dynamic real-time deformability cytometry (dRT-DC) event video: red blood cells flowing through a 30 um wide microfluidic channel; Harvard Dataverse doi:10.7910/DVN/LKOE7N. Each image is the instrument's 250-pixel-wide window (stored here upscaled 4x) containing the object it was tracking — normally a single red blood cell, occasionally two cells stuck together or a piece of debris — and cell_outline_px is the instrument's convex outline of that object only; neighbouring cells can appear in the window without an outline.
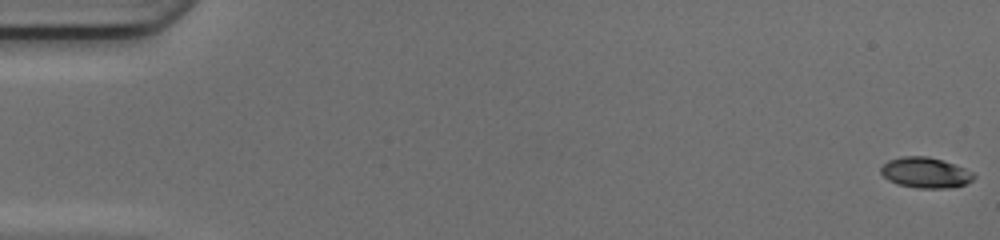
{"species": "common noctule bat (a hibernating species)", "species_latin": "Nyctalus noctula", "temperature_condition": "cold", "stored_images_in_passage": 50, "camera_frame_rate_fps": 3000, "um_per_image_px": 0.085, "animal": {"sex": "female", "body_mass_g": 17.0, "forearm_length_mm": 48.0}, "frame": {"image": 1, "passage_image": 1, "time_ms": 0.0, "image_size_px": [1000, 240], "cell_outline_px": [[976, 176], [972, 180], [964, 184], [948, 188], [916, 188], [896, 184], [888, 180], [880, 172], [880, 168], [888, 160], [900, 156], [928, 156], [964, 168], [972, 172]], "centroid_in_image_um": [78.62, 14.68], "position_along_channel_um": 6.4, "area_um2": 16.47}}
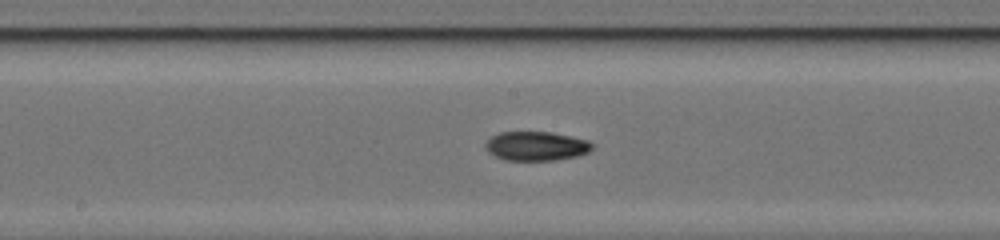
{"frame": {"image": 2, "passage_image": 27, "time_ms": 8.667, "image_size_px": [1000, 240], "cell_outline_px": [[592, 148], [588, 152], [576, 156], [556, 160], [504, 160], [488, 152], [484, 148], [484, 144], [492, 136], [500, 132], [552, 132], [588, 140], [592, 144]], "centroid_in_image_um": [45.55, 12.41], "position_along_channel_um": 202.6, "area_um2": 18.09}}
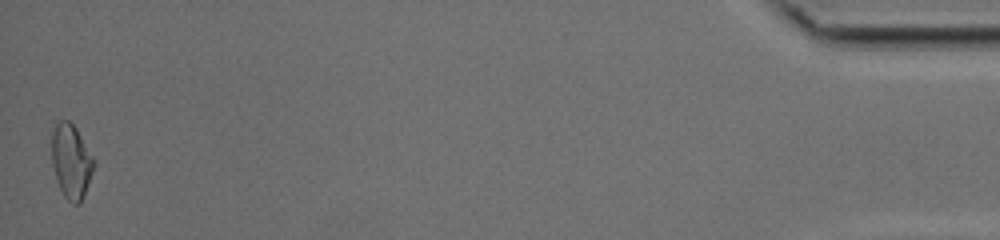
{"frame": {"image": 3, "passage_image": 50, "time_ms": 16.333, "image_size_px": [1000, 240], "cell_outline_px": [[96, 164], [84, 196], [80, 204], [72, 204], [64, 196], [56, 180], [52, 164], [52, 132], [56, 120], [68, 120], [76, 128], [96, 160]], "centroid_in_image_um": [6.07, 13.71], "position_along_channel_um": 429.1, "area_um2": 18.55}, "authors_computed_cell_mechanics": {"area_um2": 17.34, "velocity_mm_per_s": 4.2221, "shape_relaxation_time_tau1_ms": 5.2554, "shape_relaxation_time_tau2_ms": 4.6918, "deformation_change_tau1": 0.179, "deformation_change_tau2": 0.1117}}